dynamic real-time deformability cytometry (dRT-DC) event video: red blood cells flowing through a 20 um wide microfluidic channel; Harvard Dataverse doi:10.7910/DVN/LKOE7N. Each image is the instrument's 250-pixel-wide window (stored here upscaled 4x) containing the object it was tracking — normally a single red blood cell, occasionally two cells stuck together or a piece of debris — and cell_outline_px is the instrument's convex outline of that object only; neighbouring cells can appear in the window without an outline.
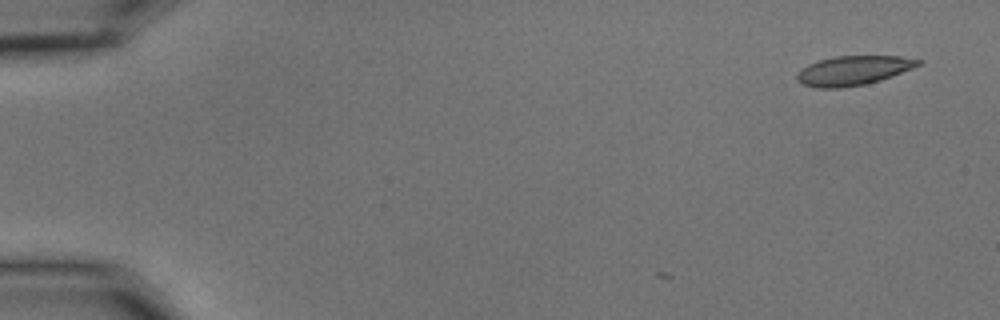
{"species": "common noctule bat (a hibernating species)", "species_latin": "Nyctalus noctula", "temperature_condition": "cold", "stored_images_in_passage": 7, "camera_frame_rate_fps": 3000, "um_per_image_px": 0.085, "animal": {"sex": "male", "body_mass_g": 15.6}, "frame": {"image": 1, "passage_image": 1, "time_ms": 0.0, "image_size_px": [1000, 320], "cell_outline_px": [[924, 60], [920, 64], [912, 68], [892, 76], [880, 80], [864, 84], [840, 88], [816, 88], [804, 84], [796, 80], [796, 76], [808, 64], [820, 60], [836, 56], [900, 56]], "centroid_in_image_um": [72.55, 5.99], "position_along_channel_um": 12.5, "area_um2": 20.52}}